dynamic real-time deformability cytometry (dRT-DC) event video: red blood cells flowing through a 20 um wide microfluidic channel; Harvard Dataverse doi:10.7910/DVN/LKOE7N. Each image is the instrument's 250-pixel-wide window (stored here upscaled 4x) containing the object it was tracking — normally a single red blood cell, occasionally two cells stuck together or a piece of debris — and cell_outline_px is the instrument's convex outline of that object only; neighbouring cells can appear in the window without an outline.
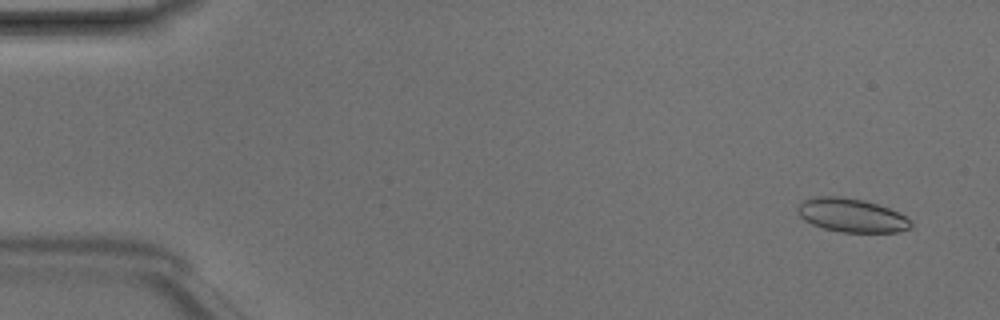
{"species": "Egyptian fruit bat (a non-hibernating species)", "species_latin": "Rousettus aegyptiacus", "temperature_condition": "room temperature", "stored_images_in_passage": 4, "camera_frame_rate_fps": 3000, "um_per_image_px": 0.085, "animal": {"sex": "male"}, "frame": {"image": 1, "passage_image": 1, "time_ms": 0.0, "image_size_px": [1000, 320], "cell_outline_px": [[912, 224], [908, 228], [896, 232], [840, 232], [824, 228], [812, 224], [804, 220], [800, 216], [800, 204], [804, 200], [816, 196], [840, 196], [864, 200], [888, 208], [904, 216]], "centroid_in_image_um": [72.36, 18.3], "position_along_channel_um": 12.6, "area_um2": 21.73}}
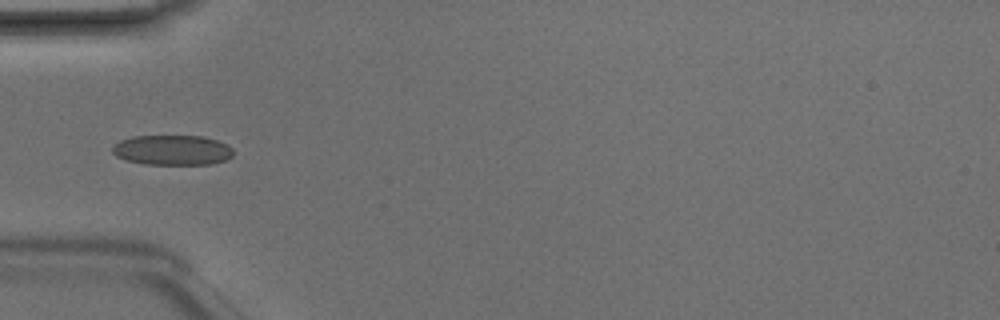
{"frame": {"image": 2, "passage_image": 4, "time_ms": 1.0, "image_size_px": [1000, 320], "cell_outline_px": [[232, 156], [228, 160], [212, 164], [144, 164], [124, 160], [116, 156], [112, 152], [112, 144], [120, 140], [132, 136], [204, 136], [216, 140], [232, 148]], "centroid_in_image_um": [14.61, 12.76], "position_along_channel_um": 70.4, "area_um2": 21.33}}